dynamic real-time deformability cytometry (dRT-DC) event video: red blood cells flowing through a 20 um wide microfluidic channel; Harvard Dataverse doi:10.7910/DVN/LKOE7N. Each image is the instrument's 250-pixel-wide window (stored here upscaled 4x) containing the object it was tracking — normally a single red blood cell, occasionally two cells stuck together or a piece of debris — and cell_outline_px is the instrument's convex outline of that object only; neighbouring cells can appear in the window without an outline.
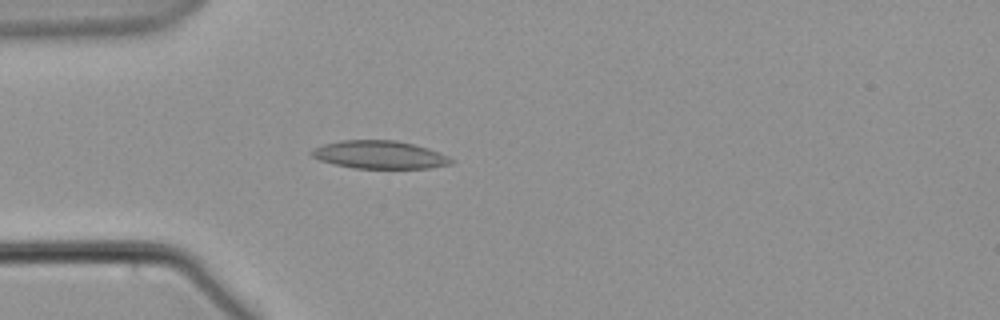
{"species": "common noctule bat (a hibernating species)", "species_latin": "Nyctalus noctula", "temperature_condition": "warm", "stored_images_in_passage": 42, "camera_frame_rate_fps": 3000, "um_per_image_px": 0.085, "animal": {"sex": "male", "body_mass_g": 21.5, "forearm_length_mm": 52.0}, "frame": {"image": 1, "passage_image": 1, "time_ms": 0.0, "image_size_px": [1000, 320], "cell_outline_px": [[456, 160], [452, 164], [428, 168], [352, 168], [320, 160], [312, 156], [308, 152], [324, 144], [340, 140], [396, 140], [428, 148], [440, 152]], "centroid_in_image_um": [32.3, 13.15], "position_along_channel_um": 52.7, "area_um2": 22.72}}
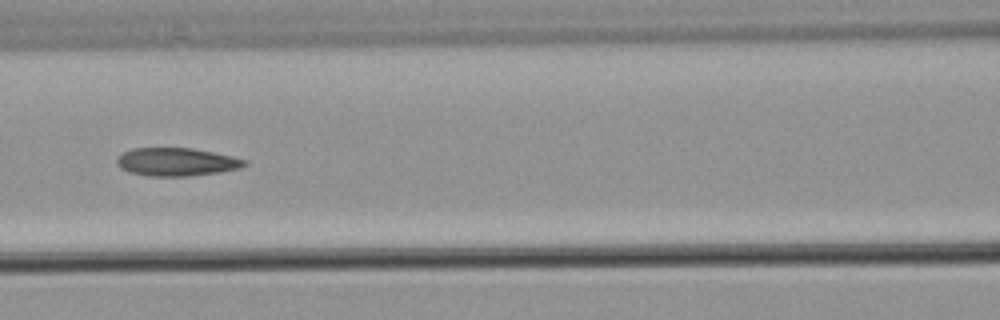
{"frame": {"image": 2, "passage_image": 10, "time_ms": 3.0, "image_size_px": [1000, 320], "cell_outline_px": [[248, 164], [240, 168], [220, 172], [188, 176], [148, 176], [128, 172], [120, 168], [116, 164], [116, 160], [124, 152], [132, 148], [192, 148], [232, 156], [248, 160]], "centroid_in_image_um": [15.01, 13.77], "position_along_channel_um": 151.6, "area_um2": 20.98}}
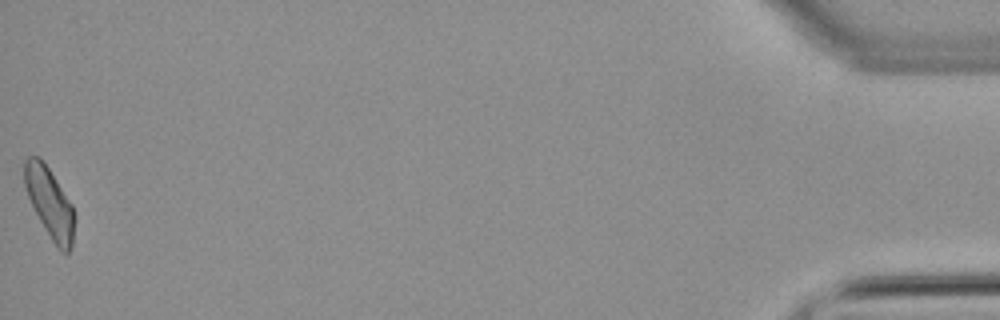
{"frame": {"image": 3, "passage_image": 42, "time_ms": 13.667, "image_size_px": [1000, 320], "cell_outline_px": [[76, 216], [72, 244], [68, 252], [60, 252], [56, 248], [40, 220], [28, 196], [24, 184], [24, 160], [28, 156], [40, 156], [72, 204]], "centroid_in_image_um": [4.24, 17.25], "position_along_channel_um": 431.0, "area_um2": 20.4}}